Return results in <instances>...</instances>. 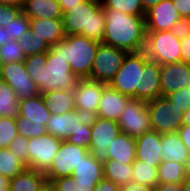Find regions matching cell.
<instances>
[{"mask_svg": "<svg viewBox=\"0 0 190 191\" xmlns=\"http://www.w3.org/2000/svg\"><path fill=\"white\" fill-rule=\"evenodd\" d=\"M26 70L40 94L48 91H73L79 78L72 72L69 62L58 52L48 50L26 56Z\"/></svg>", "mask_w": 190, "mask_h": 191, "instance_id": "obj_1", "label": "cell"}, {"mask_svg": "<svg viewBox=\"0 0 190 191\" xmlns=\"http://www.w3.org/2000/svg\"><path fill=\"white\" fill-rule=\"evenodd\" d=\"M103 11L106 25L102 42L127 53L143 51L146 39L145 16H134L113 8H103Z\"/></svg>", "mask_w": 190, "mask_h": 191, "instance_id": "obj_2", "label": "cell"}, {"mask_svg": "<svg viewBox=\"0 0 190 191\" xmlns=\"http://www.w3.org/2000/svg\"><path fill=\"white\" fill-rule=\"evenodd\" d=\"M63 26L66 35H83L102 42L105 34L106 18L101 5L82 1L63 13Z\"/></svg>", "mask_w": 190, "mask_h": 191, "instance_id": "obj_3", "label": "cell"}, {"mask_svg": "<svg viewBox=\"0 0 190 191\" xmlns=\"http://www.w3.org/2000/svg\"><path fill=\"white\" fill-rule=\"evenodd\" d=\"M99 42L83 35H66L50 47L51 52H58L71 67L79 79H89Z\"/></svg>", "mask_w": 190, "mask_h": 191, "instance_id": "obj_4", "label": "cell"}, {"mask_svg": "<svg viewBox=\"0 0 190 191\" xmlns=\"http://www.w3.org/2000/svg\"><path fill=\"white\" fill-rule=\"evenodd\" d=\"M181 39L171 31H146L143 52L159 65L182 62Z\"/></svg>", "mask_w": 190, "mask_h": 191, "instance_id": "obj_5", "label": "cell"}, {"mask_svg": "<svg viewBox=\"0 0 190 191\" xmlns=\"http://www.w3.org/2000/svg\"><path fill=\"white\" fill-rule=\"evenodd\" d=\"M143 66V51L127 53L122 61L121 67L108 85L116 89L119 93L138 100V89H140V69H143Z\"/></svg>", "mask_w": 190, "mask_h": 191, "instance_id": "obj_6", "label": "cell"}, {"mask_svg": "<svg viewBox=\"0 0 190 191\" xmlns=\"http://www.w3.org/2000/svg\"><path fill=\"white\" fill-rule=\"evenodd\" d=\"M151 128L160 134L177 132L182 126L183 112L168 97L146 102Z\"/></svg>", "mask_w": 190, "mask_h": 191, "instance_id": "obj_7", "label": "cell"}, {"mask_svg": "<svg viewBox=\"0 0 190 191\" xmlns=\"http://www.w3.org/2000/svg\"><path fill=\"white\" fill-rule=\"evenodd\" d=\"M126 55L127 52L125 50L100 42L89 79L109 84L121 67Z\"/></svg>", "mask_w": 190, "mask_h": 191, "instance_id": "obj_8", "label": "cell"}, {"mask_svg": "<svg viewBox=\"0 0 190 191\" xmlns=\"http://www.w3.org/2000/svg\"><path fill=\"white\" fill-rule=\"evenodd\" d=\"M62 143L60 138L47 133L28 139L29 168L46 173Z\"/></svg>", "mask_w": 190, "mask_h": 191, "instance_id": "obj_9", "label": "cell"}, {"mask_svg": "<svg viewBox=\"0 0 190 191\" xmlns=\"http://www.w3.org/2000/svg\"><path fill=\"white\" fill-rule=\"evenodd\" d=\"M121 133L117 121L99 116L91 117V143L89 153L98 161L108 159V148L114 138Z\"/></svg>", "mask_w": 190, "mask_h": 191, "instance_id": "obj_10", "label": "cell"}, {"mask_svg": "<svg viewBox=\"0 0 190 191\" xmlns=\"http://www.w3.org/2000/svg\"><path fill=\"white\" fill-rule=\"evenodd\" d=\"M117 123L121 132L135 138L152 130L146 102L131 99L123 108Z\"/></svg>", "mask_w": 190, "mask_h": 191, "instance_id": "obj_11", "label": "cell"}, {"mask_svg": "<svg viewBox=\"0 0 190 191\" xmlns=\"http://www.w3.org/2000/svg\"><path fill=\"white\" fill-rule=\"evenodd\" d=\"M88 153L89 149L72 144L67 140L62 141L50 169L45 173L46 179L71 176L75 167Z\"/></svg>", "mask_w": 190, "mask_h": 191, "instance_id": "obj_12", "label": "cell"}, {"mask_svg": "<svg viewBox=\"0 0 190 191\" xmlns=\"http://www.w3.org/2000/svg\"><path fill=\"white\" fill-rule=\"evenodd\" d=\"M1 79L10 85L19 99L34 97L40 94L26 70L24 61L2 64Z\"/></svg>", "mask_w": 190, "mask_h": 191, "instance_id": "obj_13", "label": "cell"}, {"mask_svg": "<svg viewBox=\"0 0 190 191\" xmlns=\"http://www.w3.org/2000/svg\"><path fill=\"white\" fill-rule=\"evenodd\" d=\"M106 83L90 79H79L74 87L75 108L86 117H94Z\"/></svg>", "mask_w": 190, "mask_h": 191, "instance_id": "obj_14", "label": "cell"}, {"mask_svg": "<svg viewBox=\"0 0 190 191\" xmlns=\"http://www.w3.org/2000/svg\"><path fill=\"white\" fill-rule=\"evenodd\" d=\"M71 176L76 181V191H94L95 186L104 179L103 162L88 153Z\"/></svg>", "mask_w": 190, "mask_h": 191, "instance_id": "obj_15", "label": "cell"}, {"mask_svg": "<svg viewBox=\"0 0 190 191\" xmlns=\"http://www.w3.org/2000/svg\"><path fill=\"white\" fill-rule=\"evenodd\" d=\"M172 0H162L146 11V31H170L180 19Z\"/></svg>", "mask_w": 190, "mask_h": 191, "instance_id": "obj_16", "label": "cell"}, {"mask_svg": "<svg viewBox=\"0 0 190 191\" xmlns=\"http://www.w3.org/2000/svg\"><path fill=\"white\" fill-rule=\"evenodd\" d=\"M190 81V65L185 62L160 65V85L162 97L186 87Z\"/></svg>", "mask_w": 190, "mask_h": 191, "instance_id": "obj_17", "label": "cell"}, {"mask_svg": "<svg viewBox=\"0 0 190 191\" xmlns=\"http://www.w3.org/2000/svg\"><path fill=\"white\" fill-rule=\"evenodd\" d=\"M162 97L160 85V65L147 58L144 53V66L140 69V89L138 100L148 102Z\"/></svg>", "mask_w": 190, "mask_h": 191, "instance_id": "obj_18", "label": "cell"}, {"mask_svg": "<svg viewBox=\"0 0 190 191\" xmlns=\"http://www.w3.org/2000/svg\"><path fill=\"white\" fill-rule=\"evenodd\" d=\"M86 118L84 114L76 109L63 114H51L46 124L47 133L65 141Z\"/></svg>", "mask_w": 190, "mask_h": 191, "instance_id": "obj_19", "label": "cell"}, {"mask_svg": "<svg viewBox=\"0 0 190 191\" xmlns=\"http://www.w3.org/2000/svg\"><path fill=\"white\" fill-rule=\"evenodd\" d=\"M161 134L150 130L136 137V159L142 162L153 164L158 168L162 163Z\"/></svg>", "mask_w": 190, "mask_h": 191, "instance_id": "obj_20", "label": "cell"}, {"mask_svg": "<svg viewBox=\"0 0 190 191\" xmlns=\"http://www.w3.org/2000/svg\"><path fill=\"white\" fill-rule=\"evenodd\" d=\"M132 98L119 93L116 89L106 84L99 102L96 116L117 121L123 108Z\"/></svg>", "mask_w": 190, "mask_h": 191, "instance_id": "obj_21", "label": "cell"}, {"mask_svg": "<svg viewBox=\"0 0 190 191\" xmlns=\"http://www.w3.org/2000/svg\"><path fill=\"white\" fill-rule=\"evenodd\" d=\"M163 161H176L190 169V154L177 132L161 134Z\"/></svg>", "mask_w": 190, "mask_h": 191, "instance_id": "obj_22", "label": "cell"}, {"mask_svg": "<svg viewBox=\"0 0 190 191\" xmlns=\"http://www.w3.org/2000/svg\"><path fill=\"white\" fill-rule=\"evenodd\" d=\"M31 35L43 38L52 46L66 37L62 19H31Z\"/></svg>", "mask_w": 190, "mask_h": 191, "instance_id": "obj_23", "label": "cell"}, {"mask_svg": "<svg viewBox=\"0 0 190 191\" xmlns=\"http://www.w3.org/2000/svg\"><path fill=\"white\" fill-rule=\"evenodd\" d=\"M22 12L31 19H62L58 0H25Z\"/></svg>", "mask_w": 190, "mask_h": 191, "instance_id": "obj_24", "label": "cell"}, {"mask_svg": "<svg viewBox=\"0 0 190 191\" xmlns=\"http://www.w3.org/2000/svg\"><path fill=\"white\" fill-rule=\"evenodd\" d=\"M51 113L45 105L41 94L19 99V116L29 119L35 125H46Z\"/></svg>", "mask_w": 190, "mask_h": 191, "instance_id": "obj_25", "label": "cell"}, {"mask_svg": "<svg viewBox=\"0 0 190 191\" xmlns=\"http://www.w3.org/2000/svg\"><path fill=\"white\" fill-rule=\"evenodd\" d=\"M108 159L131 164L136 159V138L121 132L110 143Z\"/></svg>", "mask_w": 190, "mask_h": 191, "instance_id": "obj_26", "label": "cell"}, {"mask_svg": "<svg viewBox=\"0 0 190 191\" xmlns=\"http://www.w3.org/2000/svg\"><path fill=\"white\" fill-rule=\"evenodd\" d=\"M47 183L44 172L26 168L10 181V191H40Z\"/></svg>", "mask_w": 190, "mask_h": 191, "instance_id": "obj_27", "label": "cell"}, {"mask_svg": "<svg viewBox=\"0 0 190 191\" xmlns=\"http://www.w3.org/2000/svg\"><path fill=\"white\" fill-rule=\"evenodd\" d=\"M41 96L51 114H63L76 109L73 91H48L41 93Z\"/></svg>", "mask_w": 190, "mask_h": 191, "instance_id": "obj_28", "label": "cell"}, {"mask_svg": "<svg viewBox=\"0 0 190 191\" xmlns=\"http://www.w3.org/2000/svg\"><path fill=\"white\" fill-rule=\"evenodd\" d=\"M103 171L104 179L112 181L120 188L133 181L132 163L125 164L114 159H107L103 162Z\"/></svg>", "mask_w": 190, "mask_h": 191, "instance_id": "obj_29", "label": "cell"}, {"mask_svg": "<svg viewBox=\"0 0 190 191\" xmlns=\"http://www.w3.org/2000/svg\"><path fill=\"white\" fill-rule=\"evenodd\" d=\"M190 177V169L183 163L162 161L158 166V183H182Z\"/></svg>", "mask_w": 190, "mask_h": 191, "instance_id": "obj_30", "label": "cell"}, {"mask_svg": "<svg viewBox=\"0 0 190 191\" xmlns=\"http://www.w3.org/2000/svg\"><path fill=\"white\" fill-rule=\"evenodd\" d=\"M19 116V98L4 80L0 79V117L17 118Z\"/></svg>", "mask_w": 190, "mask_h": 191, "instance_id": "obj_31", "label": "cell"}, {"mask_svg": "<svg viewBox=\"0 0 190 191\" xmlns=\"http://www.w3.org/2000/svg\"><path fill=\"white\" fill-rule=\"evenodd\" d=\"M132 177L133 181L139 184L155 187L158 184V168L135 159L132 163Z\"/></svg>", "mask_w": 190, "mask_h": 191, "instance_id": "obj_32", "label": "cell"}, {"mask_svg": "<svg viewBox=\"0 0 190 191\" xmlns=\"http://www.w3.org/2000/svg\"><path fill=\"white\" fill-rule=\"evenodd\" d=\"M26 168L9 148L0 149V174L12 179Z\"/></svg>", "mask_w": 190, "mask_h": 191, "instance_id": "obj_33", "label": "cell"}, {"mask_svg": "<svg viewBox=\"0 0 190 191\" xmlns=\"http://www.w3.org/2000/svg\"><path fill=\"white\" fill-rule=\"evenodd\" d=\"M17 42L19 43V46L22 49V52L26 55H32L37 53H45L50 49V45L47 43V41L43 38H38L37 36L31 35V29H28V31L21 35Z\"/></svg>", "mask_w": 190, "mask_h": 191, "instance_id": "obj_34", "label": "cell"}, {"mask_svg": "<svg viewBox=\"0 0 190 191\" xmlns=\"http://www.w3.org/2000/svg\"><path fill=\"white\" fill-rule=\"evenodd\" d=\"M102 8H113L134 16H145L141 0H104Z\"/></svg>", "mask_w": 190, "mask_h": 191, "instance_id": "obj_35", "label": "cell"}, {"mask_svg": "<svg viewBox=\"0 0 190 191\" xmlns=\"http://www.w3.org/2000/svg\"><path fill=\"white\" fill-rule=\"evenodd\" d=\"M26 55L22 52L17 40H10L0 46V63L22 62Z\"/></svg>", "mask_w": 190, "mask_h": 191, "instance_id": "obj_36", "label": "cell"}, {"mask_svg": "<svg viewBox=\"0 0 190 191\" xmlns=\"http://www.w3.org/2000/svg\"><path fill=\"white\" fill-rule=\"evenodd\" d=\"M17 135L16 118L0 117V149L8 148Z\"/></svg>", "mask_w": 190, "mask_h": 191, "instance_id": "obj_37", "label": "cell"}, {"mask_svg": "<svg viewBox=\"0 0 190 191\" xmlns=\"http://www.w3.org/2000/svg\"><path fill=\"white\" fill-rule=\"evenodd\" d=\"M68 142L89 149L91 143V118L87 117L67 139Z\"/></svg>", "mask_w": 190, "mask_h": 191, "instance_id": "obj_38", "label": "cell"}, {"mask_svg": "<svg viewBox=\"0 0 190 191\" xmlns=\"http://www.w3.org/2000/svg\"><path fill=\"white\" fill-rule=\"evenodd\" d=\"M16 123L18 135H22L28 139L47 134L46 125H35V123H32L29 119H26L25 117H17Z\"/></svg>", "mask_w": 190, "mask_h": 191, "instance_id": "obj_39", "label": "cell"}, {"mask_svg": "<svg viewBox=\"0 0 190 191\" xmlns=\"http://www.w3.org/2000/svg\"><path fill=\"white\" fill-rule=\"evenodd\" d=\"M10 40H17L30 29V19L21 12L14 20L4 27Z\"/></svg>", "mask_w": 190, "mask_h": 191, "instance_id": "obj_40", "label": "cell"}, {"mask_svg": "<svg viewBox=\"0 0 190 191\" xmlns=\"http://www.w3.org/2000/svg\"><path fill=\"white\" fill-rule=\"evenodd\" d=\"M28 138L17 135L9 144L10 151L29 168Z\"/></svg>", "mask_w": 190, "mask_h": 191, "instance_id": "obj_41", "label": "cell"}, {"mask_svg": "<svg viewBox=\"0 0 190 191\" xmlns=\"http://www.w3.org/2000/svg\"><path fill=\"white\" fill-rule=\"evenodd\" d=\"M184 113L190 108V88L185 87L167 96Z\"/></svg>", "mask_w": 190, "mask_h": 191, "instance_id": "obj_42", "label": "cell"}, {"mask_svg": "<svg viewBox=\"0 0 190 191\" xmlns=\"http://www.w3.org/2000/svg\"><path fill=\"white\" fill-rule=\"evenodd\" d=\"M55 191H76V181L72 176L47 179Z\"/></svg>", "mask_w": 190, "mask_h": 191, "instance_id": "obj_43", "label": "cell"}, {"mask_svg": "<svg viewBox=\"0 0 190 191\" xmlns=\"http://www.w3.org/2000/svg\"><path fill=\"white\" fill-rule=\"evenodd\" d=\"M22 12V8L0 4V27H5Z\"/></svg>", "mask_w": 190, "mask_h": 191, "instance_id": "obj_44", "label": "cell"}, {"mask_svg": "<svg viewBox=\"0 0 190 191\" xmlns=\"http://www.w3.org/2000/svg\"><path fill=\"white\" fill-rule=\"evenodd\" d=\"M178 38L182 39L190 35V18H180L170 29Z\"/></svg>", "mask_w": 190, "mask_h": 191, "instance_id": "obj_45", "label": "cell"}, {"mask_svg": "<svg viewBox=\"0 0 190 191\" xmlns=\"http://www.w3.org/2000/svg\"><path fill=\"white\" fill-rule=\"evenodd\" d=\"M181 18H190V0H172Z\"/></svg>", "mask_w": 190, "mask_h": 191, "instance_id": "obj_46", "label": "cell"}, {"mask_svg": "<svg viewBox=\"0 0 190 191\" xmlns=\"http://www.w3.org/2000/svg\"><path fill=\"white\" fill-rule=\"evenodd\" d=\"M182 62L190 65V35L181 39Z\"/></svg>", "mask_w": 190, "mask_h": 191, "instance_id": "obj_47", "label": "cell"}, {"mask_svg": "<svg viewBox=\"0 0 190 191\" xmlns=\"http://www.w3.org/2000/svg\"><path fill=\"white\" fill-rule=\"evenodd\" d=\"M94 191H121L112 181L102 179L96 186Z\"/></svg>", "mask_w": 190, "mask_h": 191, "instance_id": "obj_48", "label": "cell"}, {"mask_svg": "<svg viewBox=\"0 0 190 191\" xmlns=\"http://www.w3.org/2000/svg\"><path fill=\"white\" fill-rule=\"evenodd\" d=\"M121 191H153V187L139 184L135 181L129 182L127 185L120 188Z\"/></svg>", "mask_w": 190, "mask_h": 191, "instance_id": "obj_49", "label": "cell"}, {"mask_svg": "<svg viewBox=\"0 0 190 191\" xmlns=\"http://www.w3.org/2000/svg\"><path fill=\"white\" fill-rule=\"evenodd\" d=\"M153 191H182V183H158Z\"/></svg>", "mask_w": 190, "mask_h": 191, "instance_id": "obj_50", "label": "cell"}, {"mask_svg": "<svg viewBox=\"0 0 190 191\" xmlns=\"http://www.w3.org/2000/svg\"><path fill=\"white\" fill-rule=\"evenodd\" d=\"M177 133L179 134L181 140L184 142L190 154V125H182Z\"/></svg>", "mask_w": 190, "mask_h": 191, "instance_id": "obj_51", "label": "cell"}, {"mask_svg": "<svg viewBox=\"0 0 190 191\" xmlns=\"http://www.w3.org/2000/svg\"><path fill=\"white\" fill-rule=\"evenodd\" d=\"M83 0H58L62 12L65 13L75 5H78Z\"/></svg>", "mask_w": 190, "mask_h": 191, "instance_id": "obj_52", "label": "cell"}, {"mask_svg": "<svg viewBox=\"0 0 190 191\" xmlns=\"http://www.w3.org/2000/svg\"><path fill=\"white\" fill-rule=\"evenodd\" d=\"M11 179L0 174V191H10Z\"/></svg>", "mask_w": 190, "mask_h": 191, "instance_id": "obj_53", "label": "cell"}, {"mask_svg": "<svg viewBox=\"0 0 190 191\" xmlns=\"http://www.w3.org/2000/svg\"><path fill=\"white\" fill-rule=\"evenodd\" d=\"M25 0H0V4L22 8Z\"/></svg>", "mask_w": 190, "mask_h": 191, "instance_id": "obj_54", "label": "cell"}, {"mask_svg": "<svg viewBox=\"0 0 190 191\" xmlns=\"http://www.w3.org/2000/svg\"><path fill=\"white\" fill-rule=\"evenodd\" d=\"M160 1L162 0H141L145 12L152 6L158 4Z\"/></svg>", "mask_w": 190, "mask_h": 191, "instance_id": "obj_55", "label": "cell"}, {"mask_svg": "<svg viewBox=\"0 0 190 191\" xmlns=\"http://www.w3.org/2000/svg\"><path fill=\"white\" fill-rule=\"evenodd\" d=\"M10 41V37L5 31L4 27H0V46H2L5 42Z\"/></svg>", "mask_w": 190, "mask_h": 191, "instance_id": "obj_56", "label": "cell"}, {"mask_svg": "<svg viewBox=\"0 0 190 191\" xmlns=\"http://www.w3.org/2000/svg\"><path fill=\"white\" fill-rule=\"evenodd\" d=\"M182 125H190V108L183 113Z\"/></svg>", "mask_w": 190, "mask_h": 191, "instance_id": "obj_57", "label": "cell"}, {"mask_svg": "<svg viewBox=\"0 0 190 191\" xmlns=\"http://www.w3.org/2000/svg\"><path fill=\"white\" fill-rule=\"evenodd\" d=\"M182 191H190V177L182 182Z\"/></svg>", "mask_w": 190, "mask_h": 191, "instance_id": "obj_58", "label": "cell"}, {"mask_svg": "<svg viewBox=\"0 0 190 191\" xmlns=\"http://www.w3.org/2000/svg\"><path fill=\"white\" fill-rule=\"evenodd\" d=\"M40 191H55V189L50 183L47 182Z\"/></svg>", "mask_w": 190, "mask_h": 191, "instance_id": "obj_59", "label": "cell"}, {"mask_svg": "<svg viewBox=\"0 0 190 191\" xmlns=\"http://www.w3.org/2000/svg\"><path fill=\"white\" fill-rule=\"evenodd\" d=\"M83 1H87V2H92V3H96L98 5H101L103 4V1L104 0H83Z\"/></svg>", "mask_w": 190, "mask_h": 191, "instance_id": "obj_60", "label": "cell"}, {"mask_svg": "<svg viewBox=\"0 0 190 191\" xmlns=\"http://www.w3.org/2000/svg\"><path fill=\"white\" fill-rule=\"evenodd\" d=\"M186 87L190 88V81L186 83Z\"/></svg>", "mask_w": 190, "mask_h": 191, "instance_id": "obj_61", "label": "cell"}, {"mask_svg": "<svg viewBox=\"0 0 190 191\" xmlns=\"http://www.w3.org/2000/svg\"><path fill=\"white\" fill-rule=\"evenodd\" d=\"M1 66H2V64L0 63V79H1Z\"/></svg>", "mask_w": 190, "mask_h": 191, "instance_id": "obj_62", "label": "cell"}]
</instances>
